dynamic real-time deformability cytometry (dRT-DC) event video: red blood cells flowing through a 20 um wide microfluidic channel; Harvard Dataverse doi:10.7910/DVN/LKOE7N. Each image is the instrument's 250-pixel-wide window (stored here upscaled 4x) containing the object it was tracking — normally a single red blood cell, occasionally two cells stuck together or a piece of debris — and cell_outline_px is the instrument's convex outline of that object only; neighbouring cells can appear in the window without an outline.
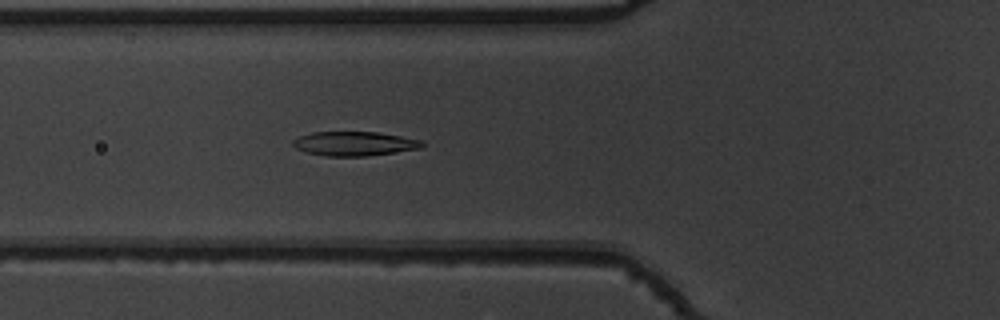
{"species": "common noctule bat (a hibernating species)", "species_latin": "Nyctalus noctula", "temperature_condition": "warm", "stored_images_in_passage": 40, "camera_frame_rate_fps": 3000, "um_per_image_px": 0.085, "animal": {"sex": "male", "body_mass_g": 19.5, "forearm_length_mm": 54.6}, "frame": {"image": 1, "passage_image": 6, "time_ms": 1.667, "image_size_px": [1000, 320], "cell_outline_px": [[424, 144], [420, 148], [368, 156], [324, 156], [308, 152], [296, 148], [292, 144], [292, 140], [300, 136], [312, 132], [376, 132], [424, 140]], "centroid_in_image_um": [30.12, 12.21], "position_along_channel_um": 95.7, "area_um2": 18.15}}
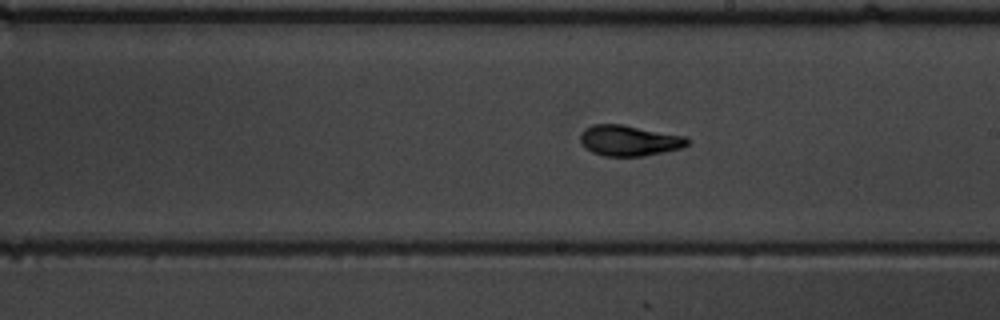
{"frame": {"image": 2, "passage_image": 17, "time_ms": 5.333, "image_size_px": [1000, 320], "cell_outline_px": [[688, 144], [680, 148], [644, 156], [604, 156], [592, 152], [580, 144], [580, 136], [584, 128], [592, 124], [624, 124], [684, 136], [688, 140]], "centroid_in_image_um": [53.42, 11.94], "position_along_channel_um": 235.6, "area_um2": 19.13}}
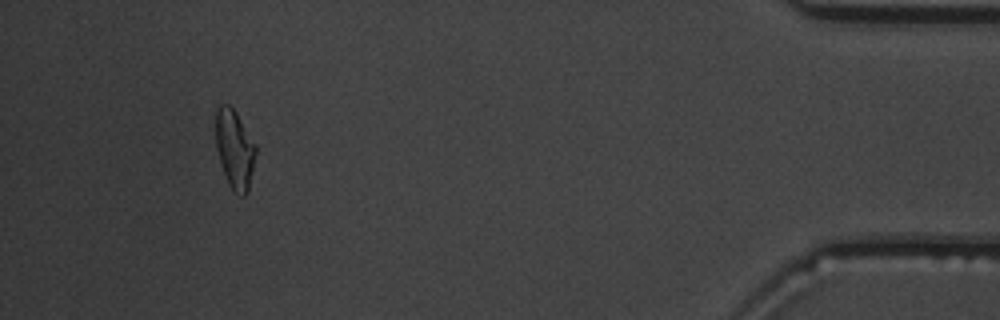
{"frame": {"image": 3, "passage_image": 36, "time_ms": 11.667, "image_size_px": [1000, 320], "cell_outline_px": [[256, 152], [248, 192], [244, 196], [240, 196], [228, 184], [216, 148], [216, 112], [220, 104], [228, 104], [236, 112], [256, 144]], "centroid_in_image_um": [19.96, 12.67], "position_along_channel_um": 415.2, "area_um2": 18.21}, "authors_computed_cell_mechanics": {"area_um2": 18.5249, "velocity_mm_per_s": 3.8105, "shape_relaxation_time_tau1_ms": 3.9796, "shape_relaxation_time_tau2_ms": 1.8108, "deformation_change_tau1": 0.1874, "deformation_change_tau2": 0.0735}}